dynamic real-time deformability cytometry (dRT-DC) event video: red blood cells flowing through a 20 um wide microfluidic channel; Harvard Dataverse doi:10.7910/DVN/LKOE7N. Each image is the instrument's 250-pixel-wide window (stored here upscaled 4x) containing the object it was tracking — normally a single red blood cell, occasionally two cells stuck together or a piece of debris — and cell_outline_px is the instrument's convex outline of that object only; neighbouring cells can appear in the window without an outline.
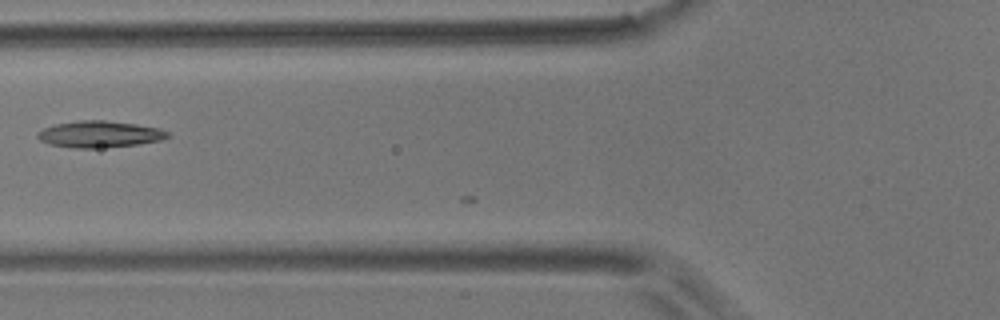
{"species": "common noctule bat (a hibernating species)", "species_latin": "Nyctalus noctula", "temperature_condition": "room temperature", "stored_images_in_passage": 3, "camera_frame_rate_fps": 3000, "um_per_image_px": 0.085, "animal": {"sex": "male", "body_mass_g": 17.9}, "frame": {"image": 1, "passage_image": 2, "time_ms": 0.333, "image_size_px": [1000, 320], "cell_outline_px": [[172, 136], [160, 140], [140, 144], [92, 148], [72, 148], [48, 144], [40, 140], [36, 136], [36, 132], [44, 128], [56, 124], [80, 120], [104, 120], [136, 124], [160, 128], [168, 132]], "centroid_in_image_um": [8.46, 11.41], "position_along_channel_um": 117.3, "area_um2": 20.17}}